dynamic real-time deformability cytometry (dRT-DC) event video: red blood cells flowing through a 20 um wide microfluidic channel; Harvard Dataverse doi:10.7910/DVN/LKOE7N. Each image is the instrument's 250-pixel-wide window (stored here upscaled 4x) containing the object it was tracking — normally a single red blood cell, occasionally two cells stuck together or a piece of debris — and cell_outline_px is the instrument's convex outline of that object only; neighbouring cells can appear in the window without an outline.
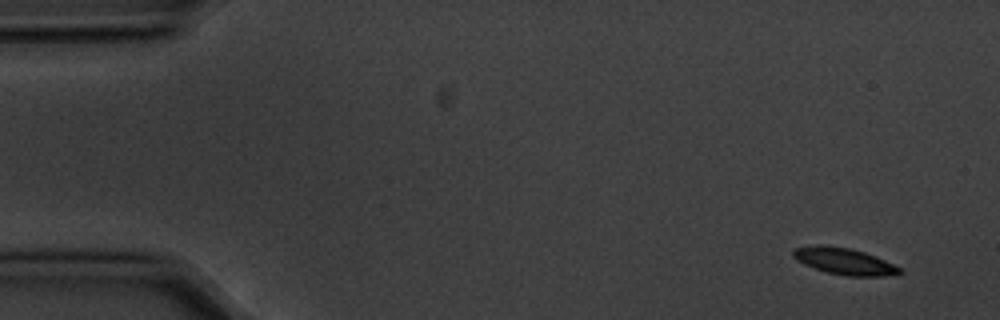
{"species": "common noctule bat (a hibernating species)", "species_latin": "Nyctalus noctula", "temperature_condition": "cold", "stored_images_in_passage": 6, "camera_frame_rate_fps": 3000, "um_per_image_px": 0.085, "animal": {"sex": "male", "body_mass_g": 20.1, "forearm_length_mm": 53.5}, "frame": {"image": 1, "passage_image": 1, "time_ms": 0.0, "image_size_px": [1000, 320], "cell_outline_px": [[904, 272], [896, 276], [844, 276], [828, 272], [804, 264], [796, 260], [792, 256], [792, 252], [796, 248], [816, 244], [820, 244], [848, 248], [864, 252], [876, 256], [900, 268]], "centroid_in_image_um": [71.78, 22.21], "position_along_channel_um": 13.2, "area_um2": 16.53}}
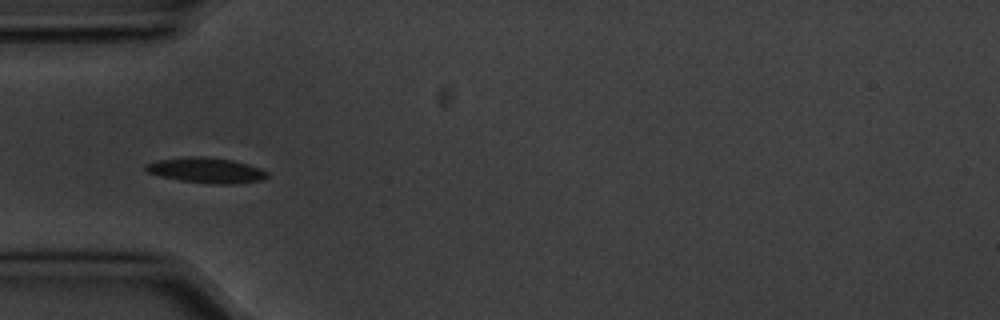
{"frame": {"image": 2, "passage_image": 5, "time_ms": 1.333, "image_size_px": [1000, 320], "cell_outline_px": [[268, 176], [264, 180], [228, 184], [216, 184], [180, 180], [156, 176], [148, 172], [144, 168], [144, 164], [156, 160], [188, 156], [204, 156], [232, 160], [248, 164], [260, 168], [268, 172]], "centroid_in_image_um": [17.5, 14.47], "position_along_channel_um": 67.5, "area_um2": 18.09}}